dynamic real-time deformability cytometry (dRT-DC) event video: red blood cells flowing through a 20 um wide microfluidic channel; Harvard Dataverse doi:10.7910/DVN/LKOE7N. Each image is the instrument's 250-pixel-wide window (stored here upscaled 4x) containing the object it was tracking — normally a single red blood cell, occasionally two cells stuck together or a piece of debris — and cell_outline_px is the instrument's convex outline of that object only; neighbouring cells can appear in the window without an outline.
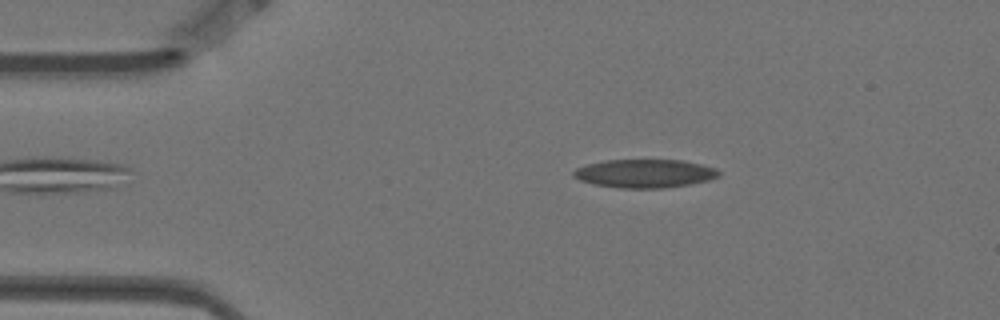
{"species": "Egyptian fruit bat (a non-hibernating species)", "species_latin": "Rousettus aegyptiacus", "temperature_condition": "warm", "stored_images_in_passage": 5, "camera_frame_rate_fps": 3000, "um_per_image_px": 0.085, "animal": {"sex": "female"}, "frame": {"image": 1, "passage_image": 2, "time_ms": 0.333, "image_size_px": [1000, 320], "cell_outline_px": [[720, 176], [708, 180], [692, 184], [660, 188], [620, 188], [596, 184], [580, 180], [572, 176], [572, 172], [576, 168], [588, 164], [604, 160], [684, 160], [716, 168], [720, 172]], "centroid_in_image_um": [54.82, 14.74], "position_along_channel_um": 30.2, "area_um2": 24.04}}
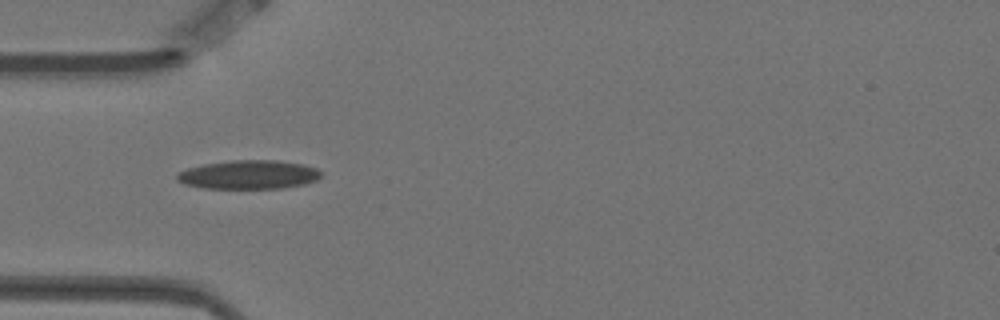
{"frame": {"image": 2, "passage_image": 4, "time_ms": 1.0, "image_size_px": [1000, 320], "cell_outline_px": [[320, 176], [316, 180], [304, 184], [280, 188], [204, 188], [184, 184], [176, 180], [176, 176], [180, 172], [188, 168], [204, 164], [232, 160], [276, 160], [300, 164], [316, 168], [320, 172]], "centroid_in_image_um": [21.11, 14.84], "position_along_channel_um": 63.9, "area_um2": 23.93}}
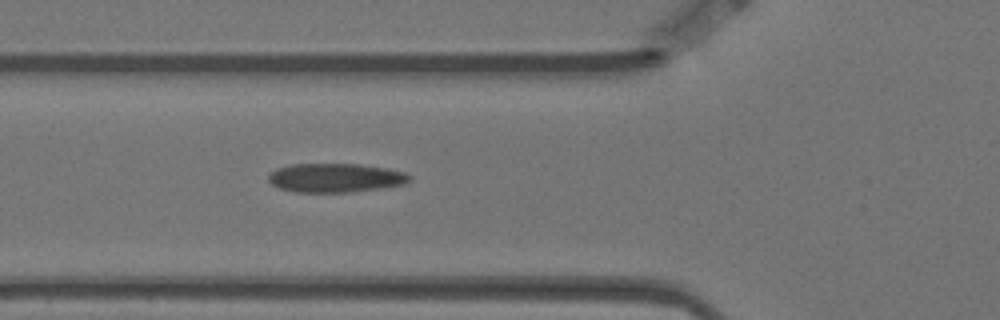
{"frame": {"image": 3, "passage_image": 5, "time_ms": 1.333, "image_size_px": [1000, 320], "cell_outline_px": [[412, 180], [408, 184], [352, 192], [296, 192], [280, 188], [272, 184], [268, 180], [268, 176], [276, 168], [288, 164], [360, 164], [388, 168], [404, 172], [412, 176]], "centroid_in_image_um": [28.56, 15.11], "position_along_channel_um": 97.2, "area_um2": 24.04}}